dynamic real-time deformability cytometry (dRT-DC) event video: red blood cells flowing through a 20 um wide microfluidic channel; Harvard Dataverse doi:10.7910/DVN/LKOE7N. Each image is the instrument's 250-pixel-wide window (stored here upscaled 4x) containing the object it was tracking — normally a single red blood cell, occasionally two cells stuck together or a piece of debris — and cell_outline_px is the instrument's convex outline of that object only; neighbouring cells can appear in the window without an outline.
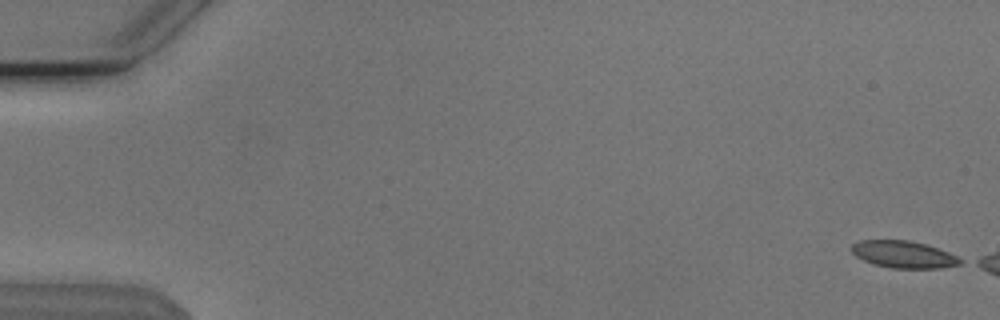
{"species": "Egyptian fruit bat (a non-hibernating species)", "species_latin": "Rousettus aegyptiacus", "temperature_condition": "cold", "stored_images_in_passage": 7, "camera_frame_rate_fps": 3000, "um_per_image_px": 0.085, "animal": {"sex": "male"}, "frame": {"image": 1, "passage_image": 1, "time_ms": 0.0, "image_size_px": [1000, 320], "cell_outline_px": [[964, 260], [960, 264], [940, 268], [888, 268], [872, 264], [856, 256], [848, 248], [852, 244], [860, 240], [908, 240], [924, 244], [948, 252]], "centroid_in_image_um": [76.75, 21.63], "position_along_channel_um": 8.2, "area_um2": 17.17}}